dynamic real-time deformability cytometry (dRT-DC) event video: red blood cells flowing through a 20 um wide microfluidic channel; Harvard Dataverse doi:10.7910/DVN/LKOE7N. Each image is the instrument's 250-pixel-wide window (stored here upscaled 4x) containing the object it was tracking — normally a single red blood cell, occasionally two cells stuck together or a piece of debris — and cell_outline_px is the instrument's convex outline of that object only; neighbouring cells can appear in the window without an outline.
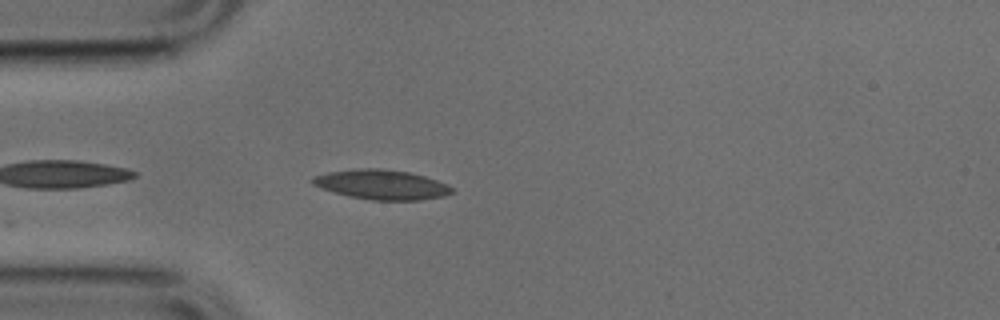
{"species": "common noctule bat (a hibernating species)", "species_latin": "Nyctalus noctula", "temperature_condition": "cold", "stored_images_in_passage": 8, "camera_frame_rate_fps": 3000, "um_per_image_px": 0.085, "animal": {"sex": "male", "body_mass_g": 17.9, "forearm_length_mm": 54.2}, "frame": {"image": 1, "passage_image": 2, "time_ms": 0.333, "image_size_px": [1000, 320], "cell_outline_px": [[452, 192], [444, 196], [420, 200], [372, 200], [348, 196], [312, 184], [312, 176], [328, 172], [356, 168], [380, 168], [408, 172], [424, 176], [448, 184], [452, 188]], "centroid_in_image_um": [32.44, 15.68], "position_along_channel_um": 52.6, "area_um2": 23.93}}